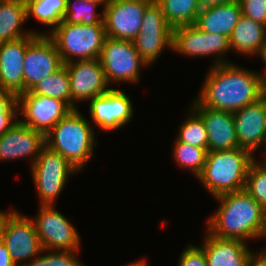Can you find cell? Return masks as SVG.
Segmentation results:
<instances>
[{"instance_id": "obj_21", "label": "cell", "mask_w": 266, "mask_h": 266, "mask_svg": "<svg viewBox=\"0 0 266 266\" xmlns=\"http://www.w3.org/2000/svg\"><path fill=\"white\" fill-rule=\"evenodd\" d=\"M200 246L207 266H250L251 249L244 241L218 238L207 231Z\"/></svg>"}, {"instance_id": "obj_4", "label": "cell", "mask_w": 266, "mask_h": 266, "mask_svg": "<svg viewBox=\"0 0 266 266\" xmlns=\"http://www.w3.org/2000/svg\"><path fill=\"white\" fill-rule=\"evenodd\" d=\"M94 131L79 109H74L45 135V143L81 172L95 153Z\"/></svg>"}, {"instance_id": "obj_1", "label": "cell", "mask_w": 266, "mask_h": 266, "mask_svg": "<svg viewBox=\"0 0 266 266\" xmlns=\"http://www.w3.org/2000/svg\"><path fill=\"white\" fill-rule=\"evenodd\" d=\"M196 100L204 107L235 112L266 94L261 73L233 62L210 66Z\"/></svg>"}, {"instance_id": "obj_24", "label": "cell", "mask_w": 266, "mask_h": 266, "mask_svg": "<svg viewBox=\"0 0 266 266\" xmlns=\"http://www.w3.org/2000/svg\"><path fill=\"white\" fill-rule=\"evenodd\" d=\"M27 21L25 0H0V43L30 36L39 31L22 30Z\"/></svg>"}, {"instance_id": "obj_38", "label": "cell", "mask_w": 266, "mask_h": 266, "mask_svg": "<svg viewBox=\"0 0 266 266\" xmlns=\"http://www.w3.org/2000/svg\"><path fill=\"white\" fill-rule=\"evenodd\" d=\"M234 1L236 0H198L201 7L225 5Z\"/></svg>"}, {"instance_id": "obj_13", "label": "cell", "mask_w": 266, "mask_h": 266, "mask_svg": "<svg viewBox=\"0 0 266 266\" xmlns=\"http://www.w3.org/2000/svg\"><path fill=\"white\" fill-rule=\"evenodd\" d=\"M153 0H110L104 7L106 37L133 41L139 33L145 8Z\"/></svg>"}, {"instance_id": "obj_28", "label": "cell", "mask_w": 266, "mask_h": 266, "mask_svg": "<svg viewBox=\"0 0 266 266\" xmlns=\"http://www.w3.org/2000/svg\"><path fill=\"white\" fill-rule=\"evenodd\" d=\"M172 147L173 160L176 161V164L183 169L192 171L197 178L203 171L208 150L179 142L176 139Z\"/></svg>"}, {"instance_id": "obj_29", "label": "cell", "mask_w": 266, "mask_h": 266, "mask_svg": "<svg viewBox=\"0 0 266 266\" xmlns=\"http://www.w3.org/2000/svg\"><path fill=\"white\" fill-rule=\"evenodd\" d=\"M73 2V3H72ZM102 3L84 0H67L63 21L70 24L104 23V11L96 14V7Z\"/></svg>"}, {"instance_id": "obj_30", "label": "cell", "mask_w": 266, "mask_h": 266, "mask_svg": "<svg viewBox=\"0 0 266 266\" xmlns=\"http://www.w3.org/2000/svg\"><path fill=\"white\" fill-rule=\"evenodd\" d=\"M187 119L179 125L176 140L208 150L206 127L202 118L190 107Z\"/></svg>"}, {"instance_id": "obj_41", "label": "cell", "mask_w": 266, "mask_h": 266, "mask_svg": "<svg viewBox=\"0 0 266 266\" xmlns=\"http://www.w3.org/2000/svg\"><path fill=\"white\" fill-rule=\"evenodd\" d=\"M8 212H4V211H0V234H1V226H2V222L5 218V216L7 215Z\"/></svg>"}, {"instance_id": "obj_34", "label": "cell", "mask_w": 266, "mask_h": 266, "mask_svg": "<svg viewBox=\"0 0 266 266\" xmlns=\"http://www.w3.org/2000/svg\"><path fill=\"white\" fill-rule=\"evenodd\" d=\"M242 15L266 26V0H238Z\"/></svg>"}, {"instance_id": "obj_20", "label": "cell", "mask_w": 266, "mask_h": 266, "mask_svg": "<svg viewBox=\"0 0 266 266\" xmlns=\"http://www.w3.org/2000/svg\"><path fill=\"white\" fill-rule=\"evenodd\" d=\"M233 117L240 148L256 155L260 148L266 147L265 95L258 101L233 112Z\"/></svg>"}, {"instance_id": "obj_37", "label": "cell", "mask_w": 266, "mask_h": 266, "mask_svg": "<svg viewBox=\"0 0 266 266\" xmlns=\"http://www.w3.org/2000/svg\"><path fill=\"white\" fill-rule=\"evenodd\" d=\"M0 266H16V264L11 259L9 251L7 250L5 244L0 239Z\"/></svg>"}, {"instance_id": "obj_17", "label": "cell", "mask_w": 266, "mask_h": 266, "mask_svg": "<svg viewBox=\"0 0 266 266\" xmlns=\"http://www.w3.org/2000/svg\"><path fill=\"white\" fill-rule=\"evenodd\" d=\"M37 36L33 32L30 36L0 43V89L16 96L24 93V57L28 45Z\"/></svg>"}, {"instance_id": "obj_16", "label": "cell", "mask_w": 266, "mask_h": 266, "mask_svg": "<svg viewBox=\"0 0 266 266\" xmlns=\"http://www.w3.org/2000/svg\"><path fill=\"white\" fill-rule=\"evenodd\" d=\"M24 93L40 80L58 70L63 62L55 42L48 35H38L27 47L23 62Z\"/></svg>"}, {"instance_id": "obj_44", "label": "cell", "mask_w": 266, "mask_h": 266, "mask_svg": "<svg viewBox=\"0 0 266 266\" xmlns=\"http://www.w3.org/2000/svg\"><path fill=\"white\" fill-rule=\"evenodd\" d=\"M259 162H261L264 166H266V151H265V154H264L263 161H259Z\"/></svg>"}, {"instance_id": "obj_12", "label": "cell", "mask_w": 266, "mask_h": 266, "mask_svg": "<svg viewBox=\"0 0 266 266\" xmlns=\"http://www.w3.org/2000/svg\"><path fill=\"white\" fill-rule=\"evenodd\" d=\"M18 112L23 113L19 121L46 135L55 124L73 109L57 98L32 94L30 91L17 96Z\"/></svg>"}, {"instance_id": "obj_23", "label": "cell", "mask_w": 266, "mask_h": 266, "mask_svg": "<svg viewBox=\"0 0 266 266\" xmlns=\"http://www.w3.org/2000/svg\"><path fill=\"white\" fill-rule=\"evenodd\" d=\"M266 42V26L241 16L229 38L230 49L237 54L258 56Z\"/></svg>"}, {"instance_id": "obj_22", "label": "cell", "mask_w": 266, "mask_h": 266, "mask_svg": "<svg viewBox=\"0 0 266 266\" xmlns=\"http://www.w3.org/2000/svg\"><path fill=\"white\" fill-rule=\"evenodd\" d=\"M241 16L242 10L238 0L225 5L201 7L194 26L202 32L230 38Z\"/></svg>"}, {"instance_id": "obj_36", "label": "cell", "mask_w": 266, "mask_h": 266, "mask_svg": "<svg viewBox=\"0 0 266 266\" xmlns=\"http://www.w3.org/2000/svg\"><path fill=\"white\" fill-rule=\"evenodd\" d=\"M250 266H266V248L251 251Z\"/></svg>"}, {"instance_id": "obj_42", "label": "cell", "mask_w": 266, "mask_h": 266, "mask_svg": "<svg viewBox=\"0 0 266 266\" xmlns=\"http://www.w3.org/2000/svg\"><path fill=\"white\" fill-rule=\"evenodd\" d=\"M84 1L99 2V3H102L104 7L110 0H84Z\"/></svg>"}, {"instance_id": "obj_19", "label": "cell", "mask_w": 266, "mask_h": 266, "mask_svg": "<svg viewBox=\"0 0 266 266\" xmlns=\"http://www.w3.org/2000/svg\"><path fill=\"white\" fill-rule=\"evenodd\" d=\"M190 107L204 121L208 138V152L239 147L233 112L204 107L196 99L193 100Z\"/></svg>"}, {"instance_id": "obj_33", "label": "cell", "mask_w": 266, "mask_h": 266, "mask_svg": "<svg viewBox=\"0 0 266 266\" xmlns=\"http://www.w3.org/2000/svg\"><path fill=\"white\" fill-rule=\"evenodd\" d=\"M18 113L17 96L0 89V137L19 121Z\"/></svg>"}, {"instance_id": "obj_6", "label": "cell", "mask_w": 266, "mask_h": 266, "mask_svg": "<svg viewBox=\"0 0 266 266\" xmlns=\"http://www.w3.org/2000/svg\"><path fill=\"white\" fill-rule=\"evenodd\" d=\"M30 171L40 206L54 205L69 177L79 172L62 155L46 145L30 166Z\"/></svg>"}, {"instance_id": "obj_43", "label": "cell", "mask_w": 266, "mask_h": 266, "mask_svg": "<svg viewBox=\"0 0 266 266\" xmlns=\"http://www.w3.org/2000/svg\"><path fill=\"white\" fill-rule=\"evenodd\" d=\"M264 130L266 135V94H265V119H264Z\"/></svg>"}, {"instance_id": "obj_9", "label": "cell", "mask_w": 266, "mask_h": 266, "mask_svg": "<svg viewBox=\"0 0 266 266\" xmlns=\"http://www.w3.org/2000/svg\"><path fill=\"white\" fill-rule=\"evenodd\" d=\"M172 30L161 7L153 0L145 8L139 33L133 40L138 54L147 66L153 65L164 49L172 50Z\"/></svg>"}, {"instance_id": "obj_2", "label": "cell", "mask_w": 266, "mask_h": 266, "mask_svg": "<svg viewBox=\"0 0 266 266\" xmlns=\"http://www.w3.org/2000/svg\"><path fill=\"white\" fill-rule=\"evenodd\" d=\"M219 207L206 222V231L223 239L261 240L266 210L244 189L214 197Z\"/></svg>"}, {"instance_id": "obj_5", "label": "cell", "mask_w": 266, "mask_h": 266, "mask_svg": "<svg viewBox=\"0 0 266 266\" xmlns=\"http://www.w3.org/2000/svg\"><path fill=\"white\" fill-rule=\"evenodd\" d=\"M48 36L55 42L63 64L98 59L106 38L104 23L70 24L62 21Z\"/></svg>"}, {"instance_id": "obj_27", "label": "cell", "mask_w": 266, "mask_h": 266, "mask_svg": "<svg viewBox=\"0 0 266 266\" xmlns=\"http://www.w3.org/2000/svg\"><path fill=\"white\" fill-rule=\"evenodd\" d=\"M30 92L36 95L60 99L71 107L70 80L66 65L63 64L54 73L40 80Z\"/></svg>"}, {"instance_id": "obj_26", "label": "cell", "mask_w": 266, "mask_h": 266, "mask_svg": "<svg viewBox=\"0 0 266 266\" xmlns=\"http://www.w3.org/2000/svg\"><path fill=\"white\" fill-rule=\"evenodd\" d=\"M172 27L192 25L201 10L198 0H155Z\"/></svg>"}, {"instance_id": "obj_31", "label": "cell", "mask_w": 266, "mask_h": 266, "mask_svg": "<svg viewBox=\"0 0 266 266\" xmlns=\"http://www.w3.org/2000/svg\"><path fill=\"white\" fill-rule=\"evenodd\" d=\"M78 251L79 250H43L39 256L19 266H84V263L76 257V252Z\"/></svg>"}, {"instance_id": "obj_15", "label": "cell", "mask_w": 266, "mask_h": 266, "mask_svg": "<svg viewBox=\"0 0 266 266\" xmlns=\"http://www.w3.org/2000/svg\"><path fill=\"white\" fill-rule=\"evenodd\" d=\"M123 90L111 88L89 100V116L102 131H113L127 125L133 117L132 99ZM131 99V100H130Z\"/></svg>"}, {"instance_id": "obj_39", "label": "cell", "mask_w": 266, "mask_h": 266, "mask_svg": "<svg viewBox=\"0 0 266 266\" xmlns=\"http://www.w3.org/2000/svg\"><path fill=\"white\" fill-rule=\"evenodd\" d=\"M259 56H260L259 58H261V60H263V63H265V66H266V42L263 45L262 51H261ZM260 73H261L263 80L266 84V73H262L261 71H260Z\"/></svg>"}, {"instance_id": "obj_8", "label": "cell", "mask_w": 266, "mask_h": 266, "mask_svg": "<svg viewBox=\"0 0 266 266\" xmlns=\"http://www.w3.org/2000/svg\"><path fill=\"white\" fill-rule=\"evenodd\" d=\"M0 239L16 266L39 256L44 250L33 220L17 210H8L2 222Z\"/></svg>"}, {"instance_id": "obj_11", "label": "cell", "mask_w": 266, "mask_h": 266, "mask_svg": "<svg viewBox=\"0 0 266 266\" xmlns=\"http://www.w3.org/2000/svg\"><path fill=\"white\" fill-rule=\"evenodd\" d=\"M35 217L31 219L44 250L80 249V233L53 205H39Z\"/></svg>"}, {"instance_id": "obj_40", "label": "cell", "mask_w": 266, "mask_h": 266, "mask_svg": "<svg viewBox=\"0 0 266 266\" xmlns=\"http://www.w3.org/2000/svg\"><path fill=\"white\" fill-rule=\"evenodd\" d=\"M147 263L148 262L146 261V259L142 258V260L140 259L138 261H134L133 263L127 264L126 266H147Z\"/></svg>"}, {"instance_id": "obj_10", "label": "cell", "mask_w": 266, "mask_h": 266, "mask_svg": "<svg viewBox=\"0 0 266 266\" xmlns=\"http://www.w3.org/2000/svg\"><path fill=\"white\" fill-rule=\"evenodd\" d=\"M177 54L203 57L214 55L211 66L231 63L224 56L231 51L229 38L225 35L200 31L194 24L182 25L172 30V50Z\"/></svg>"}, {"instance_id": "obj_3", "label": "cell", "mask_w": 266, "mask_h": 266, "mask_svg": "<svg viewBox=\"0 0 266 266\" xmlns=\"http://www.w3.org/2000/svg\"><path fill=\"white\" fill-rule=\"evenodd\" d=\"M254 154L244 148L208 152L197 180L213 197L243 190Z\"/></svg>"}, {"instance_id": "obj_35", "label": "cell", "mask_w": 266, "mask_h": 266, "mask_svg": "<svg viewBox=\"0 0 266 266\" xmlns=\"http://www.w3.org/2000/svg\"><path fill=\"white\" fill-rule=\"evenodd\" d=\"M182 252L177 266H207L206 255L200 246L188 243Z\"/></svg>"}, {"instance_id": "obj_14", "label": "cell", "mask_w": 266, "mask_h": 266, "mask_svg": "<svg viewBox=\"0 0 266 266\" xmlns=\"http://www.w3.org/2000/svg\"><path fill=\"white\" fill-rule=\"evenodd\" d=\"M71 90V108L77 103L105 94L111 89L102 64L98 59L77 60L66 63Z\"/></svg>"}, {"instance_id": "obj_18", "label": "cell", "mask_w": 266, "mask_h": 266, "mask_svg": "<svg viewBox=\"0 0 266 266\" xmlns=\"http://www.w3.org/2000/svg\"><path fill=\"white\" fill-rule=\"evenodd\" d=\"M45 145L43 133L17 121L0 137V161L29 157L32 166Z\"/></svg>"}, {"instance_id": "obj_32", "label": "cell", "mask_w": 266, "mask_h": 266, "mask_svg": "<svg viewBox=\"0 0 266 266\" xmlns=\"http://www.w3.org/2000/svg\"><path fill=\"white\" fill-rule=\"evenodd\" d=\"M244 190L266 210V166L259 160L251 164Z\"/></svg>"}, {"instance_id": "obj_45", "label": "cell", "mask_w": 266, "mask_h": 266, "mask_svg": "<svg viewBox=\"0 0 266 266\" xmlns=\"http://www.w3.org/2000/svg\"><path fill=\"white\" fill-rule=\"evenodd\" d=\"M264 238H265V240H266V224H265L264 234H263V236H262V239H264Z\"/></svg>"}, {"instance_id": "obj_7", "label": "cell", "mask_w": 266, "mask_h": 266, "mask_svg": "<svg viewBox=\"0 0 266 266\" xmlns=\"http://www.w3.org/2000/svg\"><path fill=\"white\" fill-rule=\"evenodd\" d=\"M99 60L109 85L140 81L141 68L147 64L141 59L133 41L106 37ZM111 83V84H110Z\"/></svg>"}, {"instance_id": "obj_25", "label": "cell", "mask_w": 266, "mask_h": 266, "mask_svg": "<svg viewBox=\"0 0 266 266\" xmlns=\"http://www.w3.org/2000/svg\"><path fill=\"white\" fill-rule=\"evenodd\" d=\"M25 2L27 21L33 16L36 21L50 28L48 32H41V35H48L63 21L67 0H25Z\"/></svg>"}]
</instances>
